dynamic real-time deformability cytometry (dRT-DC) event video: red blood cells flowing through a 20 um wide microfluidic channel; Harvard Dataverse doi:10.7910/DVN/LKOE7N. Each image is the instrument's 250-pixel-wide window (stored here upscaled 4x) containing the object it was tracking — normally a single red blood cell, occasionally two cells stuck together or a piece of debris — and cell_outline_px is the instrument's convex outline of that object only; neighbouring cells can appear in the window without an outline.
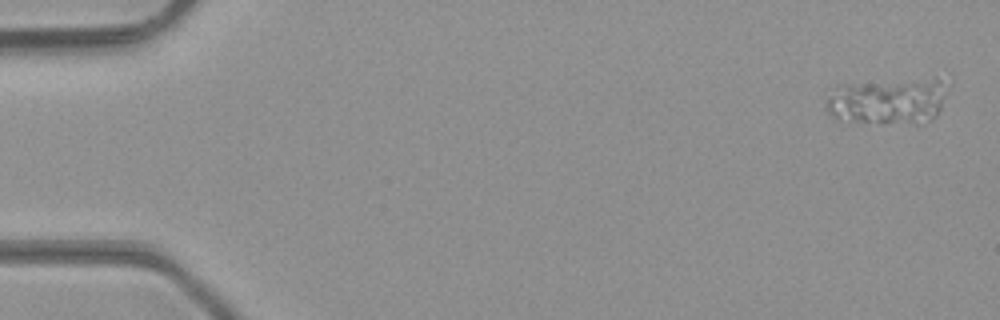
{"species": "common noctule bat (a hibernating species)", "species_latin": "Nyctalus noctula", "temperature_condition": "room temperature", "stored_images_in_passage": 14, "camera_frame_rate_fps": 3000, "um_per_image_px": 0.085, "animal": {"sex": "male", "body_mass_g": 23.1, "forearm_length_mm": 52.7}, "frame": {"image": 1, "passage_image": 2, "time_ms": 0.333, "image_size_px": [1000, 320], "cell_outline_px": [[940, 108], [936, 116], [932, 120], [852, 120], [836, 116], [828, 112], [824, 100], [836, 84], [936, 76], [940, 80]], "centroid_in_image_um": [75.35, 8.47], "position_along_channel_um": 9.6, "area_um2": 31.27}}